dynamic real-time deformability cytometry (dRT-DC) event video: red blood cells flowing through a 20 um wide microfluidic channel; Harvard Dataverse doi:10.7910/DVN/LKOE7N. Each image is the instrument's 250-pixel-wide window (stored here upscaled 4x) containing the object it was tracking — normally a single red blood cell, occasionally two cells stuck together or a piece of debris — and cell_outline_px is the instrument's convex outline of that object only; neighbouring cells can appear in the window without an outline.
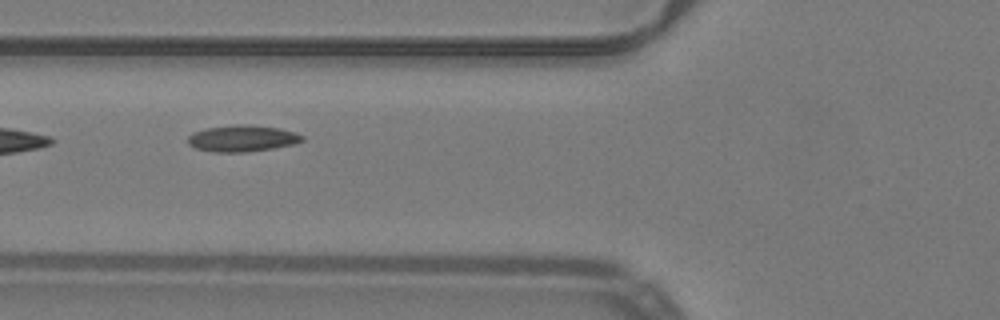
{"species": "common noctule bat (a hibernating species)", "species_latin": "Nyctalus noctula", "temperature_condition": "warm", "stored_images_in_passage": 6, "camera_frame_rate_fps": 3000, "um_per_image_px": 0.085, "animal": {"sex": "male", "body_mass_g": 19.2, "forearm_length_mm": 51.8}, "frame": {"image": 1, "passage_image": 4, "time_ms": 1.0, "image_size_px": [1000, 320], "cell_outline_px": [[304, 140], [292, 144], [272, 148], [248, 152], [212, 152], [196, 148], [188, 144], [188, 136], [192, 132], [204, 128], [236, 124], [244, 124], [280, 128], [296, 132], [304, 136]], "centroid_in_image_um": [20.57, 11.75], "position_along_channel_um": 105.2, "area_um2": 17.74}}